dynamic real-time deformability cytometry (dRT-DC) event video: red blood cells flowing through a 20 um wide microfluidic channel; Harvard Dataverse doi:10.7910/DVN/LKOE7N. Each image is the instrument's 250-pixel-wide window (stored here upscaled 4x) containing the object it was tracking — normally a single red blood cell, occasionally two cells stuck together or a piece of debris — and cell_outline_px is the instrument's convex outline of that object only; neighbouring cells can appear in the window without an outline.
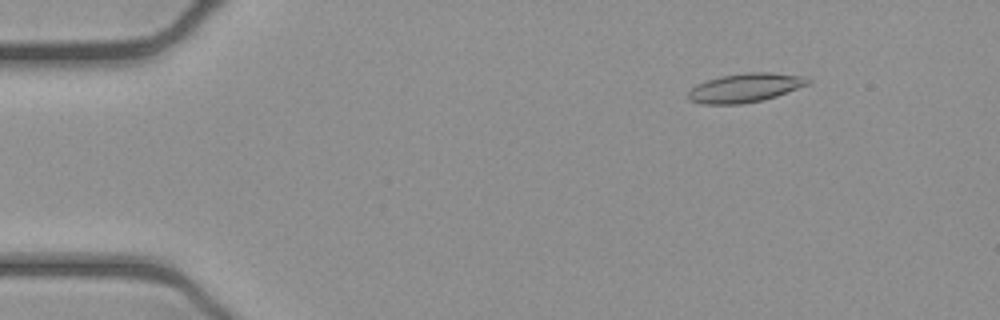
{"species": "common noctule bat (a hibernating species)", "species_latin": "Nyctalus noctula", "temperature_condition": "cold", "stored_images_in_passage": 52, "camera_frame_rate_fps": 3000, "um_per_image_px": 0.085, "animal": {"sex": "female", "body_mass_g": 21.9}, "frame": {"image": 1, "passage_image": 7, "time_ms": 2.0, "image_size_px": [1000, 320], "cell_outline_px": [[812, 84], [764, 100], [740, 104], [700, 104], [688, 100], [688, 92], [696, 84], [720, 76], [748, 72], [772, 72], [804, 76], [812, 80]], "centroid_in_image_um": [63.38, 7.46], "position_along_channel_um": 21.6, "area_um2": 20.46}}
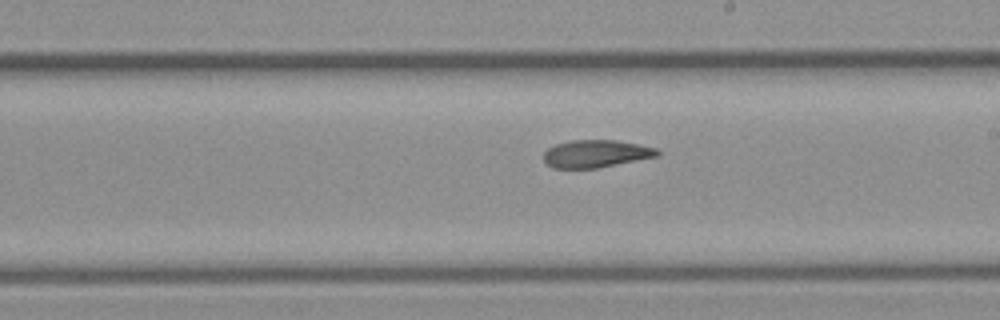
{"frame": {"image": 2, "passage_image": 30, "time_ms": 9.667, "image_size_px": [1000, 320], "cell_outline_px": [[660, 152], [656, 156], [596, 168], [552, 168], [544, 160], [544, 152], [548, 148], [556, 144], [572, 140], [616, 140], [656, 148]], "centroid_in_image_um": [50.61, 13.06], "position_along_channel_um": 238.4, "area_um2": 17.92}}
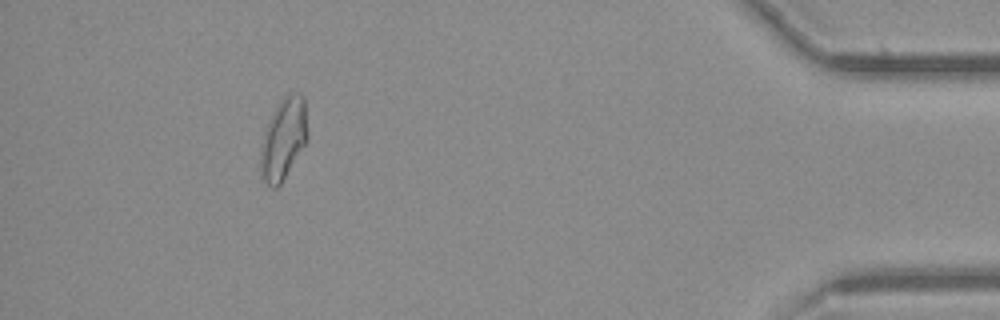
{"frame": {"image": 3, "passage_image": 48, "time_ms": 15.667, "image_size_px": [1000, 320], "cell_outline_px": [[308, 140], [280, 184], [276, 188], [272, 188], [260, 176], [260, 144], [264, 132], [272, 112], [280, 100], [288, 92], [300, 92], [304, 96], [308, 132]], "centroid_in_image_um": [24.09, 11.76], "position_along_channel_um": 411.1, "area_um2": 22.66}, "authors_computed_cell_mechanics": {"area_um2": 19.5653, "velocity_mm_per_s": 3.8978, "shape_relaxation_time_tau1_ms": 4.3227, "shape_relaxation_time_tau2_ms": 2.6973, "deformation_change_tau1": 0.1426, "deformation_change_tau2": 0.0912}}